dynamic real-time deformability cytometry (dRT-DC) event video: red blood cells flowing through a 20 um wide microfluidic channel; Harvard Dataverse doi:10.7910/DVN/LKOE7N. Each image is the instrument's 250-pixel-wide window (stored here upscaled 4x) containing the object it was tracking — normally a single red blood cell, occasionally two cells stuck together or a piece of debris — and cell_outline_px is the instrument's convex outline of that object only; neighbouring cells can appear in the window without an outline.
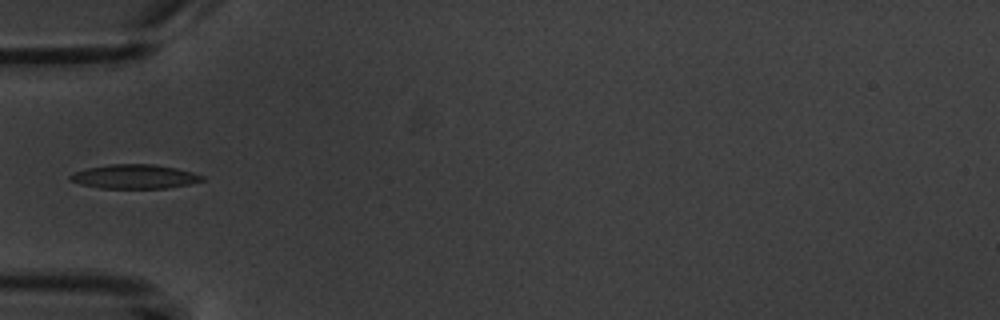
{"species": "common noctule bat (a hibernating species)", "species_latin": "Nyctalus noctula", "temperature_condition": "warm", "stored_images_in_passage": 1, "camera_frame_rate_fps": 3000, "um_per_image_px": 0.085, "animal": {"sex": "male", "body_mass_g": 20.1, "forearm_length_mm": 53.5}, "frame": {"image": 1, "passage_image": 1, "time_ms": 0.0, "image_size_px": [1000, 320], "cell_outline_px": [[204, 180], [188, 184], [168, 188], [100, 188], [80, 184], [68, 180], [68, 176], [72, 172], [88, 168], [108, 164], [156, 164], [176, 168], [192, 172], [204, 176]], "centroid_in_image_um": [11.4, 15.0], "position_along_channel_um": 73.6, "area_um2": 18.67}}